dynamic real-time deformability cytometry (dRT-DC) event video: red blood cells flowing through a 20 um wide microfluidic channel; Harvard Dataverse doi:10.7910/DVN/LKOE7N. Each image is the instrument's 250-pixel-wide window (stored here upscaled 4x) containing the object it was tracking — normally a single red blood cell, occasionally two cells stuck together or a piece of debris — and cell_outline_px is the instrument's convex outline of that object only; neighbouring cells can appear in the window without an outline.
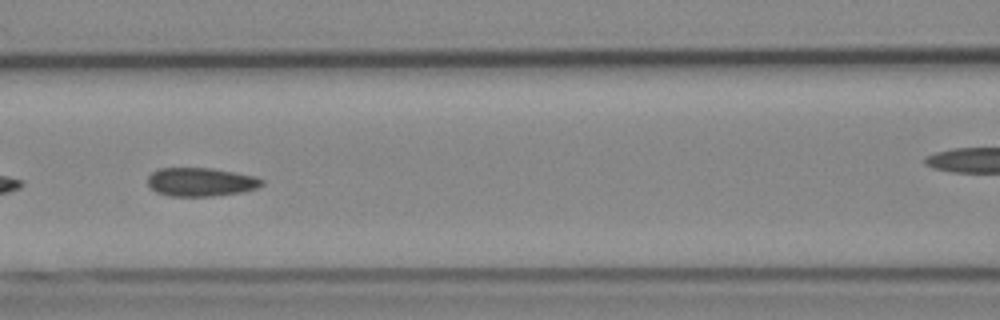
{"species": "Egyptian fruit bat (a non-hibernating species)", "species_latin": "Rousettus aegyptiacus", "temperature_condition": "cold", "stored_images_in_passage": 24, "camera_frame_rate_fps": 3000, "um_per_image_px": 0.085, "animal": {"sex": "female"}, "frame": {"image": 1, "passage_image": 8, "time_ms": 2.333, "image_size_px": [1000, 320], "cell_outline_px": [[264, 184], [256, 188], [240, 192], [212, 196], [168, 196], [156, 192], [148, 184], [148, 176], [152, 172], [160, 168], [212, 168], [252, 176], [264, 180]], "centroid_in_image_um": [17.03, 15.47], "position_along_channel_um": 149.6, "area_um2": 18.84}}